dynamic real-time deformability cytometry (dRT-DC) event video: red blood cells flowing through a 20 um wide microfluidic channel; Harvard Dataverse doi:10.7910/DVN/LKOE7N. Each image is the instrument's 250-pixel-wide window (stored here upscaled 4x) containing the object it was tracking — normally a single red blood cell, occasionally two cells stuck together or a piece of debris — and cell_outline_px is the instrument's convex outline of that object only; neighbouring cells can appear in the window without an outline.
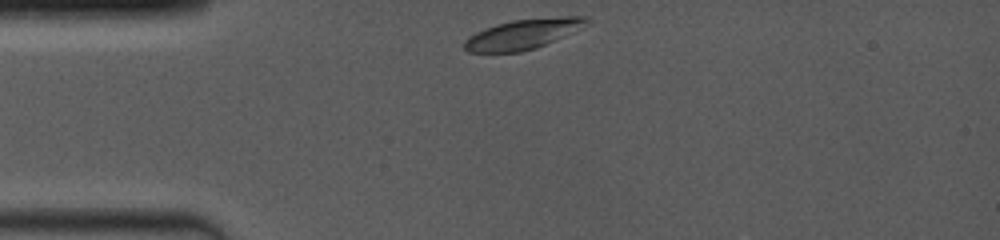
{"species": "common noctule bat (a hibernating species)", "species_latin": "Nyctalus noctula", "temperature_condition": "room temperature", "stored_images_in_passage": 2, "camera_frame_rate_fps": 4000, "um_per_image_px": 0.085, "animal": {"sex": "female", "body_mass_g": 19.0, "forearm_length_mm": 53.3}, "frame": {"image": 1, "passage_image": 1, "time_ms": 0.0, "image_size_px": [1000, 240], "cell_outline_px": [[592, 20], [536, 48], [520, 52], [468, 52], [464, 48], [464, 40], [468, 36], [476, 32], [496, 24], [512, 20], [560, 16], [588, 16]], "centroid_in_image_um": [44.37, 2.89], "position_along_channel_um": 40.6, "area_um2": 20.87}}